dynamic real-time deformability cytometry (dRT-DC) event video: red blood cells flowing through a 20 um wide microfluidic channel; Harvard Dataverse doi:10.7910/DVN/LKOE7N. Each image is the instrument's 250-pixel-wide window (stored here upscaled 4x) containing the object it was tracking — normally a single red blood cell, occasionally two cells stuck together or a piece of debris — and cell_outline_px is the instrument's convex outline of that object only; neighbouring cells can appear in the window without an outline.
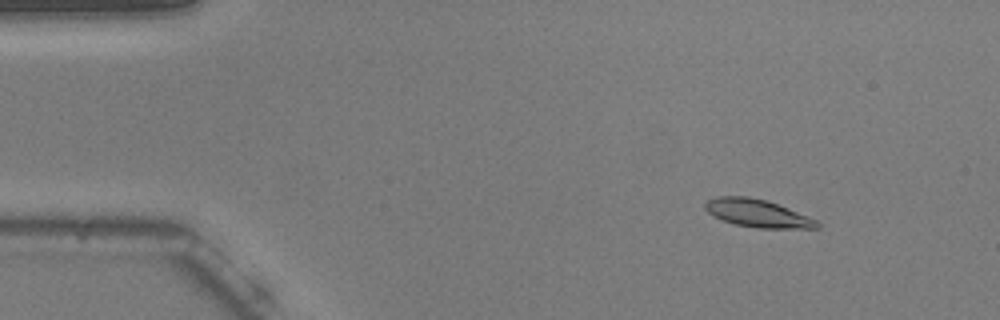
{"species": "common noctule bat (a hibernating species)", "species_latin": "Nyctalus noctula", "temperature_condition": "warm", "stored_images_in_passage": 54, "camera_frame_rate_fps": 3000, "um_per_image_px": 0.085, "animal": {"sex": "male", "body_mass_g": 20.5, "forearm_length_mm": 52.5}, "frame": {"image": 1, "passage_image": 6, "time_ms": 1.667, "image_size_px": [1000, 320], "cell_outline_px": [[820, 228], [756, 228], [736, 224], [724, 220], [708, 212], [704, 208], [704, 204], [708, 200], [716, 196], [748, 196], [764, 200], [776, 204], [808, 216], [816, 220], [820, 224]], "centroid_in_image_um": [64.38, 18.13], "position_along_channel_um": 20.6, "area_um2": 17.8}}
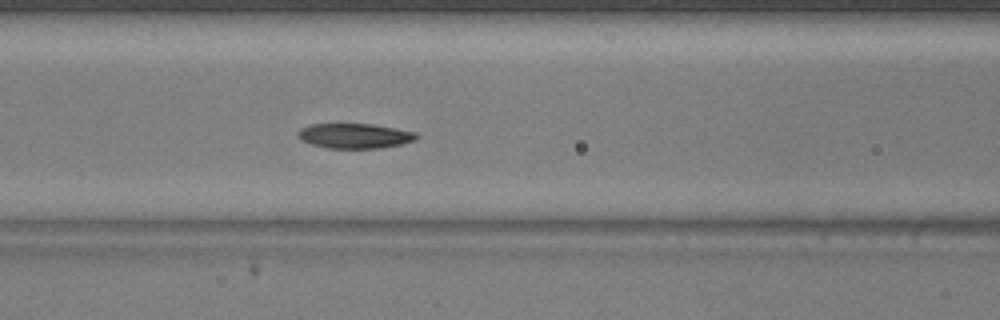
{"frame": {"image": 2, "passage_image": 22, "time_ms": 7.0, "image_size_px": [1000, 320], "cell_outline_px": [[420, 136], [416, 140], [400, 144], [380, 148], [328, 148], [312, 144], [300, 140], [296, 136], [296, 132], [300, 128], [312, 124], [372, 124], [396, 128], [416, 132]], "centroid_in_image_um": [30.14, 11.54], "position_along_channel_um": 136.5, "area_um2": 17.34}}
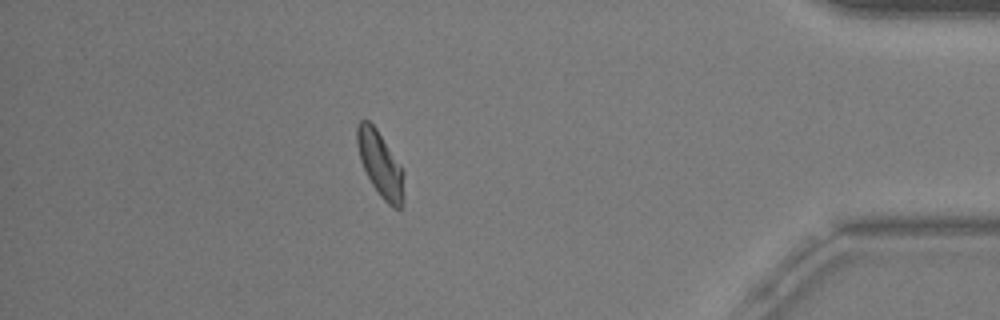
{"frame": {"image": 3, "passage_image": 47, "time_ms": 15.333, "image_size_px": [1000, 320], "cell_outline_px": [[404, 200], [400, 212], [392, 208], [380, 196], [372, 184], [360, 160], [356, 144], [356, 128], [360, 120], [368, 120], [376, 128], [400, 164], [404, 172]], "centroid_in_image_um": [32.35, 14.01], "position_along_channel_um": 402.9, "area_um2": 18.03}, "authors_computed_cell_mechanics": {"area_um2": 17.7157, "velocity_mm_per_s": 3.729, "shape_relaxation_time_tau1_ms": 3.7299, "shape_relaxation_time_tau2_ms": 4.9248, "deformation_change_tau1": 0.1276, "deformation_change_tau2": 0.1144}}